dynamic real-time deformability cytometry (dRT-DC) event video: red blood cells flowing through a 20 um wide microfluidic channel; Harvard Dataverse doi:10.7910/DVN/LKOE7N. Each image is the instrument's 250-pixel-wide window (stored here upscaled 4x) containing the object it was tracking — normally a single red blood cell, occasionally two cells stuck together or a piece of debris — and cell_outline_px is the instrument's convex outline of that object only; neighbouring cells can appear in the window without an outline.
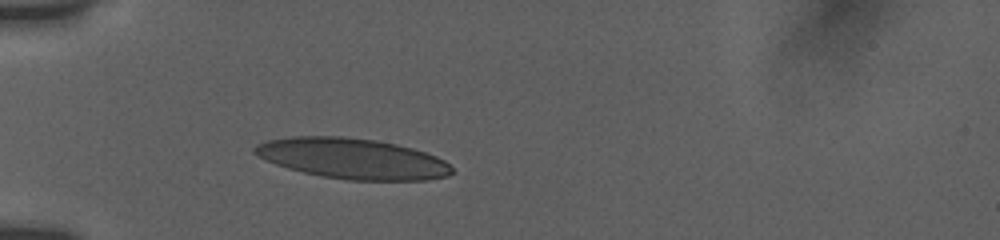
{"species": "human", "species_latin": "Homo sapiens", "temperature_condition": "room temperature", "stored_images_in_passage": 6, "camera_frame_rate_fps": 3000, "um_per_image_px": 0.085, "donor": {"sex": "female"}, "frame": {"image": 1, "passage_image": 3, "time_ms": 1.667, "image_size_px": [1000, 240], "cell_outline_px": [[456, 172], [448, 176], [428, 180], [348, 180], [320, 176], [288, 168], [276, 164], [252, 152], [252, 148], [256, 144], [268, 140], [292, 136], [340, 136], [376, 140], [396, 144], [412, 148], [436, 156], [444, 160]], "centroid_in_image_um": [29.98, 13.48], "position_along_channel_um": 55.0, "area_um2": 46.59}}
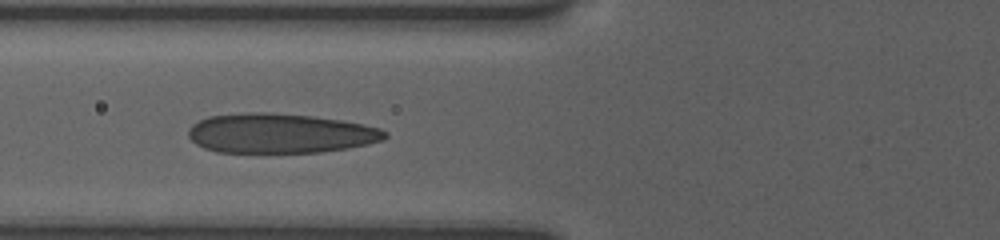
{"frame": {"image": 2, "passage_image": 5, "time_ms": 3.333, "image_size_px": [1000, 240], "cell_outline_px": [[388, 136], [384, 140], [368, 144], [348, 148], [320, 152], [216, 152], [204, 148], [196, 144], [188, 136], [188, 128], [192, 124], [208, 116], [248, 112], [268, 112], [312, 116], [340, 120], [364, 124], [380, 128], [388, 132]], "centroid_in_image_um": [23.82, 11.33], "position_along_channel_um": 102.0, "area_um2": 45.6}}